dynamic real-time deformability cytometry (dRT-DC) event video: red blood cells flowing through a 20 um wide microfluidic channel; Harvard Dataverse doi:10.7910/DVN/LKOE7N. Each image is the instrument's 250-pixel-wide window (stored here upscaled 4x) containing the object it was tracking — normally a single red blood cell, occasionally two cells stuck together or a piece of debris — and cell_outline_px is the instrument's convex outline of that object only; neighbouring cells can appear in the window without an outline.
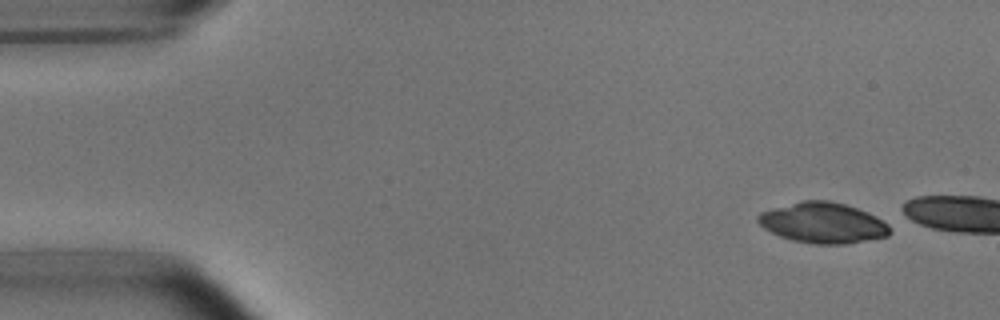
{"species": "common noctule bat (a hibernating species)", "species_latin": "Nyctalus noctula", "temperature_condition": "room temperature", "stored_images_in_passage": 4, "camera_frame_rate_fps": 3000, "um_per_image_px": 0.085, "animal": {"sex": "male", "body_mass_g": 15.6}, "frame": {"image": 1, "passage_image": 1, "time_ms": 0.0, "image_size_px": [1000, 320], "cell_outline_px": [[892, 232], [888, 236], [844, 244], [812, 244], [792, 240], [780, 236], [764, 228], [756, 220], [756, 216], [760, 212], [772, 208], [804, 200], [828, 200], [844, 204], [868, 212], [876, 216], [888, 224]], "centroid_in_image_um": [69.94, 18.94], "position_along_channel_um": 15.1, "area_um2": 31.15}}